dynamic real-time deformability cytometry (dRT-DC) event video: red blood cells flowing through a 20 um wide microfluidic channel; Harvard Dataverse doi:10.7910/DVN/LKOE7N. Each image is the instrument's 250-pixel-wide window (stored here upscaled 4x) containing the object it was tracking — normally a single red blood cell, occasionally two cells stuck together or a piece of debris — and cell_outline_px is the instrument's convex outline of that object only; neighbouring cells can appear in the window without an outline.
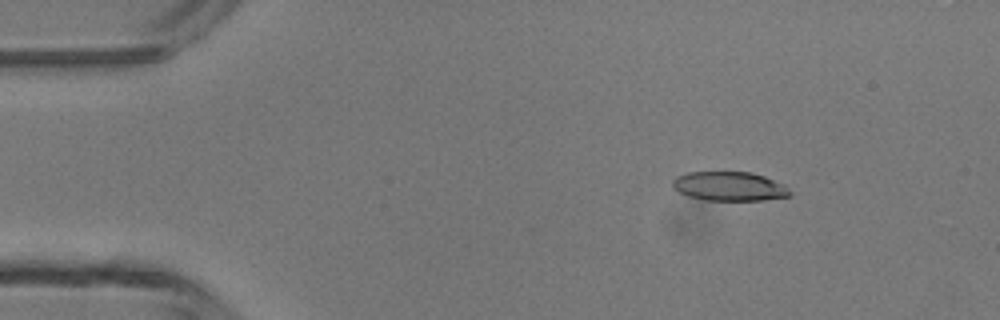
{"species": "common noctule bat (a hibernating species)", "species_latin": "Nyctalus noctula", "temperature_condition": "room temperature", "stored_images_in_passage": 43, "camera_frame_rate_fps": 3000, "um_per_image_px": 0.085, "animal": {"sex": "male", "body_mass_g": 13.3}, "frame": {"image": 1, "passage_image": 7, "time_ms": 2.0, "image_size_px": [1000, 320], "cell_outline_px": [[792, 196], [764, 200], [704, 200], [688, 196], [672, 188], [672, 180], [676, 176], [688, 172], [752, 172], [764, 176], [784, 184], [792, 192]], "centroid_in_image_um": [62.01, 15.83], "position_along_channel_um": 23.0, "area_um2": 20.11}}
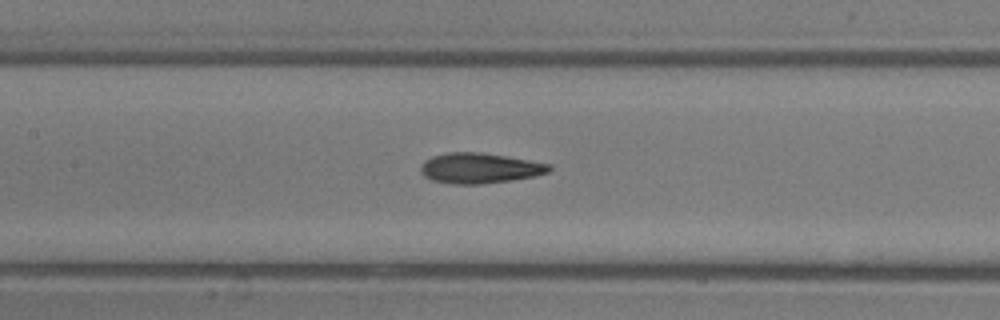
{"frame": {"image": 2, "passage_image": 22, "time_ms": 7.0, "image_size_px": [1000, 320], "cell_outline_px": [[552, 168], [548, 172], [536, 176], [512, 180], [480, 184], [452, 184], [432, 180], [424, 176], [420, 172], [420, 164], [424, 160], [432, 156], [448, 152], [480, 152], [528, 160], [548, 164]], "centroid_in_image_um": [40.72, 14.29], "position_along_channel_um": 166.7, "area_um2": 22.72}}
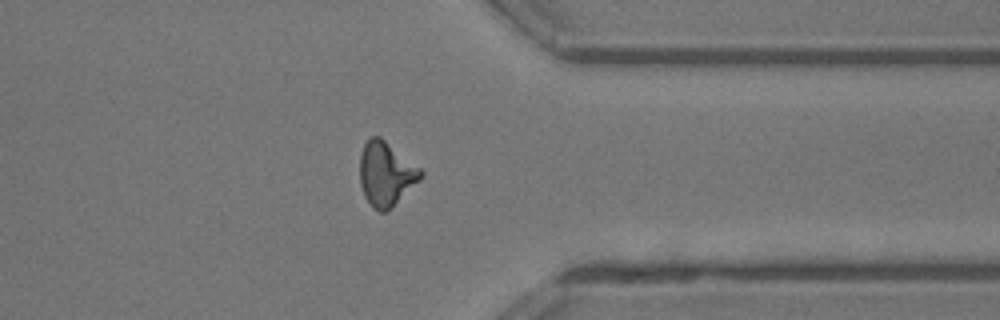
{"frame": {"image": 3, "passage_image": 37, "time_ms": 12.0, "image_size_px": [1000, 320], "cell_outline_px": [[424, 172], [420, 180], [388, 212], [380, 212], [372, 208], [364, 196], [360, 184], [360, 152], [364, 144], [372, 136], [380, 136], [420, 168]], "centroid_in_image_um": [32.8, 14.81], "position_along_channel_um": 378.6, "area_um2": 22.89}, "authors_computed_cell_mechanics": {"area_um2": 21.964, "velocity_mm_per_s": 4.3986, "shape_relaxation_time_tau1_ms": 6.0479, "shape_relaxation_time_tau2_ms": 1.9595, "deformation_change_tau1": 0.1924, "deformation_change_tau2": 0.108}}